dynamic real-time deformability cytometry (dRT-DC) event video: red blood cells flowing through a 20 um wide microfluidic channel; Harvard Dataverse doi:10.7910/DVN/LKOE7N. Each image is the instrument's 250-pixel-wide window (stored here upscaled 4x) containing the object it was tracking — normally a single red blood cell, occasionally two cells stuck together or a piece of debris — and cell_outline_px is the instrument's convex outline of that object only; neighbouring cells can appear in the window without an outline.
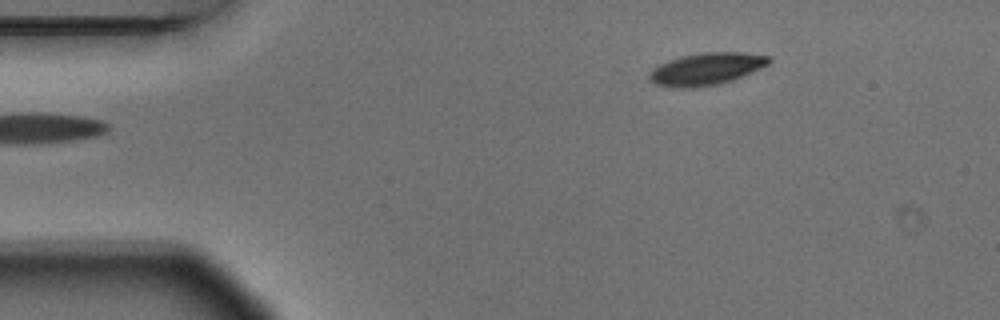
{"species": "Egyptian fruit bat (a non-hibernating species)", "species_latin": "Rousettus aegyptiacus", "temperature_condition": "warm", "stored_images_in_passage": 2, "camera_frame_rate_fps": 3000, "um_per_image_px": 0.085, "animal": {"sex": "male"}, "frame": {"image": 1, "passage_image": 2, "time_ms": 0.333, "image_size_px": [1000, 320], "cell_outline_px": [[772, 60], [768, 64], [760, 68], [732, 80], [720, 84], [692, 88], [676, 88], [656, 84], [648, 80], [648, 72], [652, 68], [660, 64], [684, 56], [704, 52], [744, 52], [772, 56]], "centroid_in_image_um": [60.04, 5.86], "position_along_channel_um": 25.0, "area_um2": 22.43}}